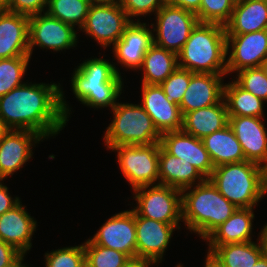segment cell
I'll use <instances>...</instances> for the list:
<instances>
[{
	"label": "cell",
	"mask_w": 267,
	"mask_h": 267,
	"mask_svg": "<svg viewBox=\"0 0 267 267\" xmlns=\"http://www.w3.org/2000/svg\"><path fill=\"white\" fill-rule=\"evenodd\" d=\"M26 82L0 97V119L8 130H27L44 139L63 130L71 109L60 83Z\"/></svg>",
	"instance_id": "6da1fadb"
},
{
	"label": "cell",
	"mask_w": 267,
	"mask_h": 267,
	"mask_svg": "<svg viewBox=\"0 0 267 267\" xmlns=\"http://www.w3.org/2000/svg\"><path fill=\"white\" fill-rule=\"evenodd\" d=\"M74 69L71 88L81 104L95 109L110 107L111 110L117 105L124 83L115 63L91 57Z\"/></svg>",
	"instance_id": "7a4b0ae2"
},
{
	"label": "cell",
	"mask_w": 267,
	"mask_h": 267,
	"mask_svg": "<svg viewBox=\"0 0 267 267\" xmlns=\"http://www.w3.org/2000/svg\"><path fill=\"white\" fill-rule=\"evenodd\" d=\"M181 193L182 222L202 240L238 209L218 191L210 179L186 188Z\"/></svg>",
	"instance_id": "3957f363"
},
{
	"label": "cell",
	"mask_w": 267,
	"mask_h": 267,
	"mask_svg": "<svg viewBox=\"0 0 267 267\" xmlns=\"http://www.w3.org/2000/svg\"><path fill=\"white\" fill-rule=\"evenodd\" d=\"M225 26L198 22L178 53V67L192 73L227 74Z\"/></svg>",
	"instance_id": "277c9868"
},
{
	"label": "cell",
	"mask_w": 267,
	"mask_h": 267,
	"mask_svg": "<svg viewBox=\"0 0 267 267\" xmlns=\"http://www.w3.org/2000/svg\"><path fill=\"white\" fill-rule=\"evenodd\" d=\"M209 179L237 208H255L267 193V170L246 160L214 167Z\"/></svg>",
	"instance_id": "5b68a950"
},
{
	"label": "cell",
	"mask_w": 267,
	"mask_h": 267,
	"mask_svg": "<svg viewBox=\"0 0 267 267\" xmlns=\"http://www.w3.org/2000/svg\"><path fill=\"white\" fill-rule=\"evenodd\" d=\"M111 112L113 120L102 137L108 150L119 145H148L160 142L161 134L140 104L117 101Z\"/></svg>",
	"instance_id": "8992f818"
},
{
	"label": "cell",
	"mask_w": 267,
	"mask_h": 267,
	"mask_svg": "<svg viewBox=\"0 0 267 267\" xmlns=\"http://www.w3.org/2000/svg\"><path fill=\"white\" fill-rule=\"evenodd\" d=\"M160 146V142H156L148 145H119L110 149L117 152L119 168L133 190L159 185Z\"/></svg>",
	"instance_id": "52a82bcc"
},
{
	"label": "cell",
	"mask_w": 267,
	"mask_h": 267,
	"mask_svg": "<svg viewBox=\"0 0 267 267\" xmlns=\"http://www.w3.org/2000/svg\"><path fill=\"white\" fill-rule=\"evenodd\" d=\"M136 206L133 210L140 216L170 225H181V190L165 185L143 186L133 190Z\"/></svg>",
	"instance_id": "ba28073f"
},
{
	"label": "cell",
	"mask_w": 267,
	"mask_h": 267,
	"mask_svg": "<svg viewBox=\"0 0 267 267\" xmlns=\"http://www.w3.org/2000/svg\"><path fill=\"white\" fill-rule=\"evenodd\" d=\"M155 21L156 23L150 24L153 44L176 54L182 50L193 28L199 22L195 13L167 3L158 10Z\"/></svg>",
	"instance_id": "9c48e42d"
},
{
	"label": "cell",
	"mask_w": 267,
	"mask_h": 267,
	"mask_svg": "<svg viewBox=\"0 0 267 267\" xmlns=\"http://www.w3.org/2000/svg\"><path fill=\"white\" fill-rule=\"evenodd\" d=\"M131 22L121 4L91 5L80 31L106 49L121 38Z\"/></svg>",
	"instance_id": "30bf717a"
},
{
	"label": "cell",
	"mask_w": 267,
	"mask_h": 267,
	"mask_svg": "<svg viewBox=\"0 0 267 267\" xmlns=\"http://www.w3.org/2000/svg\"><path fill=\"white\" fill-rule=\"evenodd\" d=\"M77 31L72 25L63 23L47 12L29 17V53L34 47L63 51L77 46Z\"/></svg>",
	"instance_id": "8fae6325"
},
{
	"label": "cell",
	"mask_w": 267,
	"mask_h": 267,
	"mask_svg": "<svg viewBox=\"0 0 267 267\" xmlns=\"http://www.w3.org/2000/svg\"><path fill=\"white\" fill-rule=\"evenodd\" d=\"M226 50L227 75L246 68L261 67L267 59V29L226 35Z\"/></svg>",
	"instance_id": "7c38bea8"
},
{
	"label": "cell",
	"mask_w": 267,
	"mask_h": 267,
	"mask_svg": "<svg viewBox=\"0 0 267 267\" xmlns=\"http://www.w3.org/2000/svg\"><path fill=\"white\" fill-rule=\"evenodd\" d=\"M90 240L96 245L136 258L135 211L125 210L111 216Z\"/></svg>",
	"instance_id": "4fadbf2b"
},
{
	"label": "cell",
	"mask_w": 267,
	"mask_h": 267,
	"mask_svg": "<svg viewBox=\"0 0 267 267\" xmlns=\"http://www.w3.org/2000/svg\"><path fill=\"white\" fill-rule=\"evenodd\" d=\"M136 257L149 259L156 265L162 263L173 232L181 225H170L161 221L140 217L135 212Z\"/></svg>",
	"instance_id": "5bb4252c"
},
{
	"label": "cell",
	"mask_w": 267,
	"mask_h": 267,
	"mask_svg": "<svg viewBox=\"0 0 267 267\" xmlns=\"http://www.w3.org/2000/svg\"><path fill=\"white\" fill-rule=\"evenodd\" d=\"M43 140L34 131L8 130L0 139V179L20 170L32 158V146Z\"/></svg>",
	"instance_id": "9a60e30c"
},
{
	"label": "cell",
	"mask_w": 267,
	"mask_h": 267,
	"mask_svg": "<svg viewBox=\"0 0 267 267\" xmlns=\"http://www.w3.org/2000/svg\"><path fill=\"white\" fill-rule=\"evenodd\" d=\"M246 161L256 163L267 170V128L264 117L228 116Z\"/></svg>",
	"instance_id": "2e32d148"
},
{
	"label": "cell",
	"mask_w": 267,
	"mask_h": 267,
	"mask_svg": "<svg viewBox=\"0 0 267 267\" xmlns=\"http://www.w3.org/2000/svg\"><path fill=\"white\" fill-rule=\"evenodd\" d=\"M151 28V29H150ZM153 45L152 27L146 22L132 21L121 38L113 45L112 52L117 63L127 70H138L148 49Z\"/></svg>",
	"instance_id": "e0dca14e"
},
{
	"label": "cell",
	"mask_w": 267,
	"mask_h": 267,
	"mask_svg": "<svg viewBox=\"0 0 267 267\" xmlns=\"http://www.w3.org/2000/svg\"><path fill=\"white\" fill-rule=\"evenodd\" d=\"M160 144L169 154L193 165L205 179L211 177L214 165L202 139L183 130L170 131L161 134Z\"/></svg>",
	"instance_id": "ac0fdd59"
},
{
	"label": "cell",
	"mask_w": 267,
	"mask_h": 267,
	"mask_svg": "<svg viewBox=\"0 0 267 267\" xmlns=\"http://www.w3.org/2000/svg\"><path fill=\"white\" fill-rule=\"evenodd\" d=\"M140 105L152 118L160 134L179 131L183 127L180 106L170 103L160 85L142 84Z\"/></svg>",
	"instance_id": "d6986e66"
},
{
	"label": "cell",
	"mask_w": 267,
	"mask_h": 267,
	"mask_svg": "<svg viewBox=\"0 0 267 267\" xmlns=\"http://www.w3.org/2000/svg\"><path fill=\"white\" fill-rule=\"evenodd\" d=\"M20 201L11 210L0 216V239L13 246L24 257L32 247L31 239L36 231L37 221Z\"/></svg>",
	"instance_id": "ffe728a7"
},
{
	"label": "cell",
	"mask_w": 267,
	"mask_h": 267,
	"mask_svg": "<svg viewBox=\"0 0 267 267\" xmlns=\"http://www.w3.org/2000/svg\"><path fill=\"white\" fill-rule=\"evenodd\" d=\"M30 56L29 16L0 8V59Z\"/></svg>",
	"instance_id": "44dd1931"
},
{
	"label": "cell",
	"mask_w": 267,
	"mask_h": 267,
	"mask_svg": "<svg viewBox=\"0 0 267 267\" xmlns=\"http://www.w3.org/2000/svg\"><path fill=\"white\" fill-rule=\"evenodd\" d=\"M226 75L194 73L180 104L182 115L220 103L224 98L223 78Z\"/></svg>",
	"instance_id": "7402d4cb"
},
{
	"label": "cell",
	"mask_w": 267,
	"mask_h": 267,
	"mask_svg": "<svg viewBox=\"0 0 267 267\" xmlns=\"http://www.w3.org/2000/svg\"><path fill=\"white\" fill-rule=\"evenodd\" d=\"M226 35L246 34L267 29V0H236Z\"/></svg>",
	"instance_id": "603a6c76"
},
{
	"label": "cell",
	"mask_w": 267,
	"mask_h": 267,
	"mask_svg": "<svg viewBox=\"0 0 267 267\" xmlns=\"http://www.w3.org/2000/svg\"><path fill=\"white\" fill-rule=\"evenodd\" d=\"M253 208H238L224 223L206 239L208 247L252 241Z\"/></svg>",
	"instance_id": "cb8c5ba5"
},
{
	"label": "cell",
	"mask_w": 267,
	"mask_h": 267,
	"mask_svg": "<svg viewBox=\"0 0 267 267\" xmlns=\"http://www.w3.org/2000/svg\"><path fill=\"white\" fill-rule=\"evenodd\" d=\"M158 169L160 185L171 186L181 191L205 180L193 165L169 154L162 146H160Z\"/></svg>",
	"instance_id": "d4e9b609"
},
{
	"label": "cell",
	"mask_w": 267,
	"mask_h": 267,
	"mask_svg": "<svg viewBox=\"0 0 267 267\" xmlns=\"http://www.w3.org/2000/svg\"><path fill=\"white\" fill-rule=\"evenodd\" d=\"M228 124L227 106L223 99L218 104L186 112L183 115L182 130L196 138L203 139Z\"/></svg>",
	"instance_id": "484cf974"
},
{
	"label": "cell",
	"mask_w": 267,
	"mask_h": 267,
	"mask_svg": "<svg viewBox=\"0 0 267 267\" xmlns=\"http://www.w3.org/2000/svg\"><path fill=\"white\" fill-rule=\"evenodd\" d=\"M202 141L214 167L246 160L241 144L229 124L223 129L205 136Z\"/></svg>",
	"instance_id": "4316f807"
},
{
	"label": "cell",
	"mask_w": 267,
	"mask_h": 267,
	"mask_svg": "<svg viewBox=\"0 0 267 267\" xmlns=\"http://www.w3.org/2000/svg\"><path fill=\"white\" fill-rule=\"evenodd\" d=\"M178 67V54L153 44L146 52L141 67L142 84L160 85Z\"/></svg>",
	"instance_id": "83f0119b"
},
{
	"label": "cell",
	"mask_w": 267,
	"mask_h": 267,
	"mask_svg": "<svg viewBox=\"0 0 267 267\" xmlns=\"http://www.w3.org/2000/svg\"><path fill=\"white\" fill-rule=\"evenodd\" d=\"M228 116L265 117L264 101L241 88L235 81L224 84V98Z\"/></svg>",
	"instance_id": "f1b7e54d"
},
{
	"label": "cell",
	"mask_w": 267,
	"mask_h": 267,
	"mask_svg": "<svg viewBox=\"0 0 267 267\" xmlns=\"http://www.w3.org/2000/svg\"><path fill=\"white\" fill-rule=\"evenodd\" d=\"M224 267H252L262 256L259 242L254 241L208 247Z\"/></svg>",
	"instance_id": "f546056e"
},
{
	"label": "cell",
	"mask_w": 267,
	"mask_h": 267,
	"mask_svg": "<svg viewBox=\"0 0 267 267\" xmlns=\"http://www.w3.org/2000/svg\"><path fill=\"white\" fill-rule=\"evenodd\" d=\"M90 6L88 0H48L46 12L78 30L84 26Z\"/></svg>",
	"instance_id": "4dcf8cb0"
},
{
	"label": "cell",
	"mask_w": 267,
	"mask_h": 267,
	"mask_svg": "<svg viewBox=\"0 0 267 267\" xmlns=\"http://www.w3.org/2000/svg\"><path fill=\"white\" fill-rule=\"evenodd\" d=\"M31 56L0 59V97L22 85Z\"/></svg>",
	"instance_id": "1f68e13d"
},
{
	"label": "cell",
	"mask_w": 267,
	"mask_h": 267,
	"mask_svg": "<svg viewBox=\"0 0 267 267\" xmlns=\"http://www.w3.org/2000/svg\"><path fill=\"white\" fill-rule=\"evenodd\" d=\"M83 244L86 267H121L131 259L123 252L96 245L90 239Z\"/></svg>",
	"instance_id": "d6a6232c"
},
{
	"label": "cell",
	"mask_w": 267,
	"mask_h": 267,
	"mask_svg": "<svg viewBox=\"0 0 267 267\" xmlns=\"http://www.w3.org/2000/svg\"><path fill=\"white\" fill-rule=\"evenodd\" d=\"M236 0H201L199 22L225 25L231 18Z\"/></svg>",
	"instance_id": "836d02e7"
},
{
	"label": "cell",
	"mask_w": 267,
	"mask_h": 267,
	"mask_svg": "<svg viewBox=\"0 0 267 267\" xmlns=\"http://www.w3.org/2000/svg\"><path fill=\"white\" fill-rule=\"evenodd\" d=\"M45 267H86L84 244L47 251Z\"/></svg>",
	"instance_id": "e575fe53"
},
{
	"label": "cell",
	"mask_w": 267,
	"mask_h": 267,
	"mask_svg": "<svg viewBox=\"0 0 267 267\" xmlns=\"http://www.w3.org/2000/svg\"><path fill=\"white\" fill-rule=\"evenodd\" d=\"M236 76L234 81L241 88L267 102V76L261 67L240 70Z\"/></svg>",
	"instance_id": "d590c367"
},
{
	"label": "cell",
	"mask_w": 267,
	"mask_h": 267,
	"mask_svg": "<svg viewBox=\"0 0 267 267\" xmlns=\"http://www.w3.org/2000/svg\"><path fill=\"white\" fill-rule=\"evenodd\" d=\"M192 73L189 70L177 68L164 82L160 84L170 103L180 106L185 91L187 90Z\"/></svg>",
	"instance_id": "8d00e7d4"
},
{
	"label": "cell",
	"mask_w": 267,
	"mask_h": 267,
	"mask_svg": "<svg viewBox=\"0 0 267 267\" xmlns=\"http://www.w3.org/2000/svg\"><path fill=\"white\" fill-rule=\"evenodd\" d=\"M166 3V0H123L121 7L131 21H134L132 17H136L137 21H140V16L146 17L148 14L150 16L154 12L155 15Z\"/></svg>",
	"instance_id": "74e56055"
},
{
	"label": "cell",
	"mask_w": 267,
	"mask_h": 267,
	"mask_svg": "<svg viewBox=\"0 0 267 267\" xmlns=\"http://www.w3.org/2000/svg\"><path fill=\"white\" fill-rule=\"evenodd\" d=\"M47 6L48 0H10L4 9L12 13L23 14L30 17L46 12Z\"/></svg>",
	"instance_id": "f35d334b"
},
{
	"label": "cell",
	"mask_w": 267,
	"mask_h": 267,
	"mask_svg": "<svg viewBox=\"0 0 267 267\" xmlns=\"http://www.w3.org/2000/svg\"><path fill=\"white\" fill-rule=\"evenodd\" d=\"M23 255L0 239V267H12Z\"/></svg>",
	"instance_id": "ab89813d"
},
{
	"label": "cell",
	"mask_w": 267,
	"mask_h": 267,
	"mask_svg": "<svg viewBox=\"0 0 267 267\" xmlns=\"http://www.w3.org/2000/svg\"><path fill=\"white\" fill-rule=\"evenodd\" d=\"M1 181H3V179H0V216L11 210L20 202L19 197L12 198L11 195H9L8 187Z\"/></svg>",
	"instance_id": "60d3db41"
},
{
	"label": "cell",
	"mask_w": 267,
	"mask_h": 267,
	"mask_svg": "<svg viewBox=\"0 0 267 267\" xmlns=\"http://www.w3.org/2000/svg\"><path fill=\"white\" fill-rule=\"evenodd\" d=\"M167 4L175 7H180L190 12L197 14L201 0H166Z\"/></svg>",
	"instance_id": "b9f144b4"
},
{
	"label": "cell",
	"mask_w": 267,
	"mask_h": 267,
	"mask_svg": "<svg viewBox=\"0 0 267 267\" xmlns=\"http://www.w3.org/2000/svg\"><path fill=\"white\" fill-rule=\"evenodd\" d=\"M153 264L156 265L149 259H140L136 257V258H131L121 267H149L152 266Z\"/></svg>",
	"instance_id": "7bdbcfd3"
},
{
	"label": "cell",
	"mask_w": 267,
	"mask_h": 267,
	"mask_svg": "<svg viewBox=\"0 0 267 267\" xmlns=\"http://www.w3.org/2000/svg\"><path fill=\"white\" fill-rule=\"evenodd\" d=\"M257 240L260 244L262 255L267 259V223L259 232Z\"/></svg>",
	"instance_id": "ee69618b"
},
{
	"label": "cell",
	"mask_w": 267,
	"mask_h": 267,
	"mask_svg": "<svg viewBox=\"0 0 267 267\" xmlns=\"http://www.w3.org/2000/svg\"><path fill=\"white\" fill-rule=\"evenodd\" d=\"M204 267H224L218 258L210 251L207 252Z\"/></svg>",
	"instance_id": "f6af8a7d"
},
{
	"label": "cell",
	"mask_w": 267,
	"mask_h": 267,
	"mask_svg": "<svg viewBox=\"0 0 267 267\" xmlns=\"http://www.w3.org/2000/svg\"><path fill=\"white\" fill-rule=\"evenodd\" d=\"M91 5L99 4H121L123 0H88Z\"/></svg>",
	"instance_id": "bcb514c9"
},
{
	"label": "cell",
	"mask_w": 267,
	"mask_h": 267,
	"mask_svg": "<svg viewBox=\"0 0 267 267\" xmlns=\"http://www.w3.org/2000/svg\"><path fill=\"white\" fill-rule=\"evenodd\" d=\"M252 267H267V259L262 255Z\"/></svg>",
	"instance_id": "7dc6e473"
},
{
	"label": "cell",
	"mask_w": 267,
	"mask_h": 267,
	"mask_svg": "<svg viewBox=\"0 0 267 267\" xmlns=\"http://www.w3.org/2000/svg\"><path fill=\"white\" fill-rule=\"evenodd\" d=\"M8 131V129L5 127L3 122L0 119V139L3 137V135Z\"/></svg>",
	"instance_id": "c3c4849f"
},
{
	"label": "cell",
	"mask_w": 267,
	"mask_h": 267,
	"mask_svg": "<svg viewBox=\"0 0 267 267\" xmlns=\"http://www.w3.org/2000/svg\"><path fill=\"white\" fill-rule=\"evenodd\" d=\"M23 262H24V256L18 262H16L12 267H29Z\"/></svg>",
	"instance_id": "681fc988"
},
{
	"label": "cell",
	"mask_w": 267,
	"mask_h": 267,
	"mask_svg": "<svg viewBox=\"0 0 267 267\" xmlns=\"http://www.w3.org/2000/svg\"><path fill=\"white\" fill-rule=\"evenodd\" d=\"M9 2L10 0H0V8H4Z\"/></svg>",
	"instance_id": "f907efd6"
},
{
	"label": "cell",
	"mask_w": 267,
	"mask_h": 267,
	"mask_svg": "<svg viewBox=\"0 0 267 267\" xmlns=\"http://www.w3.org/2000/svg\"><path fill=\"white\" fill-rule=\"evenodd\" d=\"M261 68L264 70V72L267 76V59L262 63Z\"/></svg>",
	"instance_id": "816d5d0a"
},
{
	"label": "cell",
	"mask_w": 267,
	"mask_h": 267,
	"mask_svg": "<svg viewBox=\"0 0 267 267\" xmlns=\"http://www.w3.org/2000/svg\"><path fill=\"white\" fill-rule=\"evenodd\" d=\"M176 267H183L180 263H178L177 265H176Z\"/></svg>",
	"instance_id": "f5cc1de1"
}]
</instances>
